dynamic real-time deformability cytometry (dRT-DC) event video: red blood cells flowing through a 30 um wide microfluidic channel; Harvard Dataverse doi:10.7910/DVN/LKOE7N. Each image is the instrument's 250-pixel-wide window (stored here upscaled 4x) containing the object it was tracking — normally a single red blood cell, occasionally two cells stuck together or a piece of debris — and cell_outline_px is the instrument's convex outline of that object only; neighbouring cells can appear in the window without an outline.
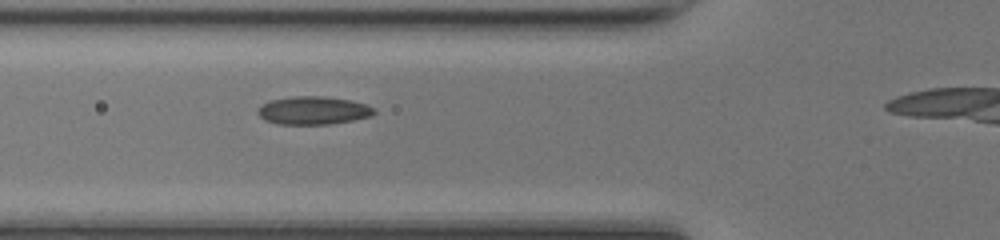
{"species": "common noctule bat (a hibernating species)", "species_latin": "Nyctalus noctula", "temperature_condition": "room temperature", "stored_images_in_passage": 16, "camera_frame_rate_fps": 3000, "um_per_image_px": 0.085, "animal": {"sex": "female", "body_mass_g": 17.0, "forearm_length_mm": 48.0}, "frame": {"image": 1, "passage_image": 3, "time_ms": 0.667, "image_size_px": [1000, 240], "cell_outline_px": [[376, 112], [372, 116], [352, 120], [328, 124], [276, 124], [264, 120], [256, 112], [260, 104], [272, 100], [292, 96], [320, 96], [348, 100], [364, 104], [376, 108]], "centroid_in_image_um": [26.59, 9.39], "position_along_channel_um": 99.2, "area_um2": 19.02}}